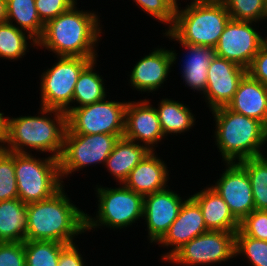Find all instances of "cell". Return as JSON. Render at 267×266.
I'll return each instance as SVG.
<instances>
[{
	"instance_id": "obj_2",
	"label": "cell",
	"mask_w": 267,
	"mask_h": 266,
	"mask_svg": "<svg viewBox=\"0 0 267 266\" xmlns=\"http://www.w3.org/2000/svg\"><path fill=\"white\" fill-rule=\"evenodd\" d=\"M38 109L33 116L7 115L6 136L1 147L8 152L32 154L35 151L59 159L67 130V114L41 106Z\"/></svg>"
},
{
	"instance_id": "obj_22",
	"label": "cell",
	"mask_w": 267,
	"mask_h": 266,
	"mask_svg": "<svg viewBox=\"0 0 267 266\" xmlns=\"http://www.w3.org/2000/svg\"><path fill=\"white\" fill-rule=\"evenodd\" d=\"M189 195L200 207L208 230L236 232L240 222L233 216L222 197L210 186Z\"/></svg>"
},
{
	"instance_id": "obj_44",
	"label": "cell",
	"mask_w": 267,
	"mask_h": 266,
	"mask_svg": "<svg viewBox=\"0 0 267 266\" xmlns=\"http://www.w3.org/2000/svg\"><path fill=\"white\" fill-rule=\"evenodd\" d=\"M266 20H267V0H266Z\"/></svg>"
},
{
	"instance_id": "obj_17",
	"label": "cell",
	"mask_w": 267,
	"mask_h": 266,
	"mask_svg": "<svg viewBox=\"0 0 267 266\" xmlns=\"http://www.w3.org/2000/svg\"><path fill=\"white\" fill-rule=\"evenodd\" d=\"M246 73L244 67L215 55L208 67L207 87L201 97L209 111L227 106Z\"/></svg>"
},
{
	"instance_id": "obj_7",
	"label": "cell",
	"mask_w": 267,
	"mask_h": 266,
	"mask_svg": "<svg viewBox=\"0 0 267 266\" xmlns=\"http://www.w3.org/2000/svg\"><path fill=\"white\" fill-rule=\"evenodd\" d=\"M39 155L15 153L18 198L25 204L46 200L64 186L58 159Z\"/></svg>"
},
{
	"instance_id": "obj_11",
	"label": "cell",
	"mask_w": 267,
	"mask_h": 266,
	"mask_svg": "<svg viewBox=\"0 0 267 266\" xmlns=\"http://www.w3.org/2000/svg\"><path fill=\"white\" fill-rule=\"evenodd\" d=\"M110 99L74 108L67 115V127L75 134L124 135L128 101Z\"/></svg>"
},
{
	"instance_id": "obj_18",
	"label": "cell",
	"mask_w": 267,
	"mask_h": 266,
	"mask_svg": "<svg viewBox=\"0 0 267 266\" xmlns=\"http://www.w3.org/2000/svg\"><path fill=\"white\" fill-rule=\"evenodd\" d=\"M209 231L205 225L199 205L189 196L182 204L177 218L173 221L164 237L157 243L167 249L159 260L165 263L178 249L193 238Z\"/></svg>"
},
{
	"instance_id": "obj_30",
	"label": "cell",
	"mask_w": 267,
	"mask_h": 266,
	"mask_svg": "<svg viewBox=\"0 0 267 266\" xmlns=\"http://www.w3.org/2000/svg\"><path fill=\"white\" fill-rule=\"evenodd\" d=\"M65 245L57 241H24L26 266H58Z\"/></svg>"
},
{
	"instance_id": "obj_9",
	"label": "cell",
	"mask_w": 267,
	"mask_h": 266,
	"mask_svg": "<svg viewBox=\"0 0 267 266\" xmlns=\"http://www.w3.org/2000/svg\"><path fill=\"white\" fill-rule=\"evenodd\" d=\"M53 65L40 71L39 106L65 111L71 104L74 88L82 70L98 58L57 56Z\"/></svg>"
},
{
	"instance_id": "obj_39",
	"label": "cell",
	"mask_w": 267,
	"mask_h": 266,
	"mask_svg": "<svg viewBox=\"0 0 267 266\" xmlns=\"http://www.w3.org/2000/svg\"><path fill=\"white\" fill-rule=\"evenodd\" d=\"M80 242H74L70 244H66L62 249L59 255V263L58 266H88L86 262V257H84V253L79 249ZM83 254V255H82ZM84 258V259H83Z\"/></svg>"
},
{
	"instance_id": "obj_13",
	"label": "cell",
	"mask_w": 267,
	"mask_h": 266,
	"mask_svg": "<svg viewBox=\"0 0 267 266\" xmlns=\"http://www.w3.org/2000/svg\"><path fill=\"white\" fill-rule=\"evenodd\" d=\"M152 49L149 54H144L136 64L132 65L131 71L128 72L130 74L127 75L129 77L127 85L132 90H137L139 95L145 92L146 95L156 94L159 89H164L168 76L174 71L172 69L176 68V63L178 64L180 57L178 54H181L176 53L178 51L173 46L168 49L166 46L158 45Z\"/></svg>"
},
{
	"instance_id": "obj_36",
	"label": "cell",
	"mask_w": 267,
	"mask_h": 266,
	"mask_svg": "<svg viewBox=\"0 0 267 266\" xmlns=\"http://www.w3.org/2000/svg\"><path fill=\"white\" fill-rule=\"evenodd\" d=\"M35 5L40 20L46 24L75 4L71 0H35Z\"/></svg>"
},
{
	"instance_id": "obj_38",
	"label": "cell",
	"mask_w": 267,
	"mask_h": 266,
	"mask_svg": "<svg viewBox=\"0 0 267 266\" xmlns=\"http://www.w3.org/2000/svg\"><path fill=\"white\" fill-rule=\"evenodd\" d=\"M247 73L267 86V41L254 56L250 66L247 68Z\"/></svg>"
},
{
	"instance_id": "obj_8",
	"label": "cell",
	"mask_w": 267,
	"mask_h": 266,
	"mask_svg": "<svg viewBox=\"0 0 267 266\" xmlns=\"http://www.w3.org/2000/svg\"><path fill=\"white\" fill-rule=\"evenodd\" d=\"M124 135L75 134L68 127L64 137L63 149L58 159L60 177L63 184L75 173L89 166L103 165L113 151L115 143Z\"/></svg>"
},
{
	"instance_id": "obj_43",
	"label": "cell",
	"mask_w": 267,
	"mask_h": 266,
	"mask_svg": "<svg viewBox=\"0 0 267 266\" xmlns=\"http://www.w3.org/2000/svg\"><path fill=\"white\" fill-rule=\"evenodd\" d=\"M74 4H79L78 1L79 0H71Z\"/></svg>"
},
{
	"instance_id": "obj_6",
	"label": "cell",
	"mask_w": 267,
	"mask_h": 266,
	"mask_svg": "<svg viewBox=\"0 0 267 266\" xmlns=\"http://www.w3.org/2000/svg\"><path fill=\"white\" fill-rule=\"evenodd\" d=\"M118 185V187L116 186ZM116 187H107L97 183L94 193L97 199L96 214L85 213V233L93 234L98 229L113 231H126L140 219H143L144 196L138 194L123 183L115 184ZM104 228V229H103Z\"/></svg>"
},
{
	"instance_id": "obj_27",
	"label": "cell",
	"mask_w": 267,
	"mask_h": 266,
	"mask_svg": "<svg viewBox=\"0 0 267 266\" xmlns=\"http://www.w3.org/2000/svg\"><path fill=\"white\" fill-rule=\"evenodd\" d=\"M6 9L7 23L25 31L36 41L41 38L45 24L38 16L35 0H6Z\"/></svg>"
},
{
	"instance_id": "obj_19",
	"label": "cell",
	"mask_w": 267,
	"mask_h": 266,
	"mask_svg": "<svg viewBox=\"0 0 267 266\" xmlns=\"http://www.w3.org/2000/svg\"><path fill=\"white\" fill-rule=\"evenodd\" d=\"M162 34L167 40L169 38V41L180 44L179 48H184L183 57L179 60L182 64H178L181 69L177 74L180 73L186 88L202 97L207 87L208 67L216 55L214 48L179 42L168 30H162Z\"/></svg>"
},
{
	"instance_id": "obj_14",
	"label": "cell",
	"mask_w": 267,
	"mask_h": 266,
	"mask_svg": "<svg viewBox=\"0 0 267 266\" xmlns=\"http://www.w3.org/2000/svg\"><path fill=\"white\" fill-rule=\"evenodd\" d=\"M182 195L170 186L144 196L143 221L149 244H156L164 237L190 193ZM185 197V198H184ZM156 243V244H155Z\"/></svg>"
},
{
	"instance_id": "obj_29",
	"label": "cell",
	"mask_w": 267,
	"mask_h": 266,
	"mask_svg": "<svg viewBox=\"0 0 267 266\" xmlns=\"http://www.w3.org/2000/svg\"><path fill=\"white\" fill-rule=\"evenodd\" d=\"M238 163L250 178L255 210H267V154Z\"/></svg>"
},
{
	"instance_id": "obj_34",
	"label": "cell",
	"mask_w": 267,
	"mask_h": 266,
	"mask_svg": "<svg viewBox=\"0 0 267 266\" xmlns=\"http://www.w3.org/2000/svg\"><path fill=\"white\" fill-rule=\"evenodd\" d=\"M137 8L165 25L168 30L174 23L177 4L173 0H132ZM167 26V27H166Z\"/></svg>"
},
{
	"instance_id": "obj_28",
	"label": "cell",
	"mask_w": 267,
	"mask_h": 266,
	"mask_svg": "<svg viewBox=\"0 0 267 266\" xmlns=\"http://www.w3.org/2000/svg\"><path fill=\"white\" fill-rule=\"evenodd\" d=\"M30 48L37 49V41L28 33L7 22L0 24V59L21 61Z\"/></svg>"
},
{
	"instance_id": "obj_12",
	"label": "cell",
	"mask_w": 267,
	"mask_h": 266,
	"mask_svg": "<svg viewBox=\"0 0 267 266\" xmlns=\"http://www.w3.org/2000/svg\"><path fill=\"white\" fill-rule=\"evenodd\" d=\"M258 28L259 23L230 19L214 47L216 56L247 69L267 41V30L263 32Z\"/></svg>"
},
{
	"instance_id": "obj_1",
	"label": "cell",
	"mask_w": 267,
	"mask_h": 266,
	"mask_svg": "<svg viewBox=\"0 0 267 266\" xmlns=\"http://www.w3.org/2000/svg\"><path fill=\"white\" fill-rule=\"evenodd\" d=\"M77 6L79 5H73L68 11L45 24L43 34L37 41V50L52 52L54 58H99L97 47L105 31L101 24L103 21L100 20L101 14L96 10H84Z\"/></svg>"
},
{
	"instance_id": "obj_24",
	"label": "cell",
	"mask_w": 267,
	"mask_h": 266,
	"mask_svg": "<svg viewBox=\"0 0 267 266\" xmlns=\"http://www.w3.org/2000/svg\"><path fill=\"white\" fill-rule=\"evenodd\" d=\"M150 152V150L137 142L124 137L115 143L113 151L106 159L105 168L112 180L117 184L123 183L133 168Z\"/></svg>"
},
{
	"instance_id": "obj_20",
	"label": "cell",
	"mask_w": 267,
	"mask_h": 266,
	"mask_svg": "<svg viewBox=\"0 0 267 266\" xmlns=\"http://www.w3.org/2000/svg\"><path fill=\"white\" fill-rule=\"evenodd\" d=\"M158 155L157 151H150L133 168L123 184L142 196L165 189L170 185L169 182L172 184L171 170L161 155Z\"/></svg>"
},
{
	"instance_id": "obj_32",
	"label": "cell",
	"mask_w": 267,
	"mask_h": 266,
	"mask_svg": "<svg viewBox=\"0 0 267 266\" xmlns=\"http://www.w3.org/2000/svg\"><path fill=\"white\" fill-rule=\"evenodd\" d=\"M229 12L231 19L255 22L266 21V0H220Z\"/></svg>"
},
{
	"instance_id": "obj_41",
	"label": "cell",
	"mask_w": 267,
	"mask_h": 266,
	"mask_svg": "<svg viewBox=\"0 0 267 266\" xmlns=\"http://www.w3.org/2000/svg\"><path fill=\"white\" fill-rule=\"evenodd\" d=\"M7 22L6 0H0V24Z\"/></svg>"
},
{
	"instance_id": "obj_25",
	"label": "cell",
	"mask_w": 267,
	"mask_h": 266,
	"mask_svg": "<svg viewBox=\"0 0 267 266\" xmlns=\"http://www.w3.org/2000/svg\"><path fill=\"white\" fill-rule=\"evenodd\" d=\"M99 59L92 60L80 73L74 88L72 104L65 110L68 115L74 108L100 102L111 94L107 91L108 82L96 69Z\"/></svg>"
},
{
	"instance_id": "obj_35",
	"label": "cell",
	"mask_w": 267,
	"mask_h": 266,
	"mask_svg": "<svg viewBox=\"0 0 267 266\" xmlns=\"http://www.w3.org/2000/svg\"><path fill=\"white\" fill-rule=\"evenodd\" d=\"M239 230L254 239L267 241V210H254L241 222Z\"/></svg>"
},
{
	"instance_id": "obj_10",
	"label": "cell",
	"mask_w": 267,
	"mask_h": 266,
	"mask_svg": "<svg viewBox=\"0 0 267 266\" xmlns=\"http://www.w3.org/2000/svg\"><path fill=\"white\" fill-rule=\"evenodd\" d=\"M235 234L236 232L209 230L183 245L165 264L218 266L228 261L232 263L234 262L232 259L237 260L235 258Z\"/></svg>"
},
{
	"instance_id": "obj_23",
	"label": "cell",
	"mask_w": 267,
	"mask_h": 266,
	"mask_svg": "<svg viewBox=\"0 0 267 266\" xmlns=\"http://www.w3.org/2000/svg\"><path fill=\"white\" fill-rule=\"evenodd\" d=\"M165 97V98H163ZM163 97L154 106L160 121L162 132L166 139L167 137H176L184 135L186 132H191L197 125L196 116L191 110V106L183 103V101H176L174 98ZM196 121V122H195ZM173 135V136H172ZM176 135V136H174Z\"/></svg>"
},
{
	"instance_id": "obj_3",
	"label": "cell",
	"mask_w": 267,
	"mask_h": 266,
	"mask_svg": "<svg viewBox=\"0 0 267 266\" xmlns=\"http://www.w3.org/2000/svg\"><path fill=\"white\" fill-rule=\"evenodd\" d=\"M65 185L52 197L27 204V237L25 241H57L74 243L85 234V213L71 196Z\"/></svg>"
},
{
	"instance_id": "obj_26",
	"label": "cell",
	"mask_w": 267,
	"mask_h": 266,
	"mask_svg": "<svg viewBox=\"0 0 267 266\" xmlns=\"http://www.w3.org/2000/svg\"><path fill=\"white\" fill-rule=\"evenodd\" d=\"M27 237V204L19 198L0 201V242H24Z\"/></svg>"
},
{
	"instance_id": "obj_16",
	"label": "cell",
	"mask_w": 267,
	"mask_h": 266,
	"mask_svg": "<svg viewBox=\"0 0 267 266\" xmlns=\"http://www.w3.org/2000/svg\"><path fill=\"white\" fill-rule=\"evenodd\" d=\"M149 99L143 97L135 101L128 100L123 137L146 146L150 151H157L156 147L161 146L166 137L162 132L155 106L151 102L153 100Z\"/></svg>"
},
{
	"instance_id": "obj_33",
	"label": "cell",
	"mask_w": 267,
	"mask_h": 266,
	"mask_svg": "<svg viewBox=\"0 0 267 266\" xmlns=\"http://www.w3.org/2000/svg\"><path fill=\"white\" fill-rule=\"evenodd\" d=\"M18 198L15 177V152L0 146V201Z\"/></svg>"
},
{
	"instance_id": "obj_31",
	"label": "cell",
	"mask_w": 267,
	"mask_h": 266,
	"mask_svg": "<svg viewBox=\"0 0 267 266\" xmlns=\"http://www.w3.org/2000/svg\"><path fill=\"white\" fill-rule=\"evenodd\" d=\"M238 257L246 260L249 266H267V241L245 236L238 229L235 234V258Z\"/></svg>"
},
{
	"instance_id": "obj_15",
	"label": "cell",
	"mask_w": 267,
	"mask_h": 266,
	"mask_svg": "<svg viewBox=\"0 0 267 266\" xmlns=\"http://www.w3.org/2000/svg\"><path fill=\"white\" fill-rule=\"evenodd\" d=\"M219 178L209 184L226 202L233 216L241 222L255 210L252 186L247 171L238 163H223Z\"/></svg>"
},
{
	"instance_id": "obj_42",
	"label": "cell",
	"mask_w": 267,
	"mask_h": 266,
	"mask_svg": "<svg viewBox=\"0 0 267 266\" xmlns=\"http://www.w3.org/2000/svg\"><path fill=\"white\" fill-rule=\"evenodd\" d=\"M177 5L180 4V0H173ZM182 1V0H181ZM187 1V0H186Z\"/></svg>"
},
{
	"instance_id": "obj_21",
	"label": "cell",
	"mask_w": 267,
	"mask_h": 266,
	"mask_svg": "<svg viewBox=\"0 0 267 266\" xmlns=\"http://www.w3.org/2000/svg\"><path fill=\"white\" fill-rule=\"evenodd\" d=\"M229 110L260 121L267 128V86L248 73L241 79Z\"/></svg>"
},
{
	"instance_id": "obj_40",
	"label": "cell",
	"mask_w": 267,
	"mask_h": 266,
	"mask_svg": "<svg viewBox=\"0 0 267 266\" xmlns=\"http://www.w3.org/2000/svg\"><path fill=\"white\" fill-rule=\"evenodd\" d=\"M6 124H7V114L0 110V146L3 144L6 136Z\"/></svg>"
},
{
	"instance_id": "obj_37",
	"label": "cell",
	"mask_w": 267,
	"mask_h": 266,
	"mask_svg": "<svg viewBox=\"0 0 267 266\" xmlns=\"http://www.w3.org/2000/svg\"><path fill=\"white\" fill-rule=\"evenodd\" d=\"M0 266H26L24 242H0Z\"/></svg>"
},
{
	"instance_id": "obj_4",
	"label": "cell",
	"mask_w": 267,
	"mask_h": 266,
	"mask_svg": "<svg viewBox=\"0 0 267 266\" xmlns=\"http://www.w3.org/2000/svg\"><path fill=\"white\" fill-rule=\"evenodd\" d=\"M210 112L215 123L211 135L214 139L211 140L222 157L221 163L240 162L267 154V128L260 121L235 113L226 106Z\"/></svg>"
},
{
	"instance_id": "obj_5",
	"label": "cell",
	"mask_w": 267,
	"mask_h": 266,
	"mask_svg": "<svg viewBox=\"0 0 267 266\" xmlns=\"http://www.w3.org/2000/svg\"><path fill=\"white\" fill-rule=\"evenodd\" d=\"M186 4L184 8L177 5L168 31L179 42L214 48L231 19L228 10L220 0H188Z\"/></svg>"
}]
</instances>
